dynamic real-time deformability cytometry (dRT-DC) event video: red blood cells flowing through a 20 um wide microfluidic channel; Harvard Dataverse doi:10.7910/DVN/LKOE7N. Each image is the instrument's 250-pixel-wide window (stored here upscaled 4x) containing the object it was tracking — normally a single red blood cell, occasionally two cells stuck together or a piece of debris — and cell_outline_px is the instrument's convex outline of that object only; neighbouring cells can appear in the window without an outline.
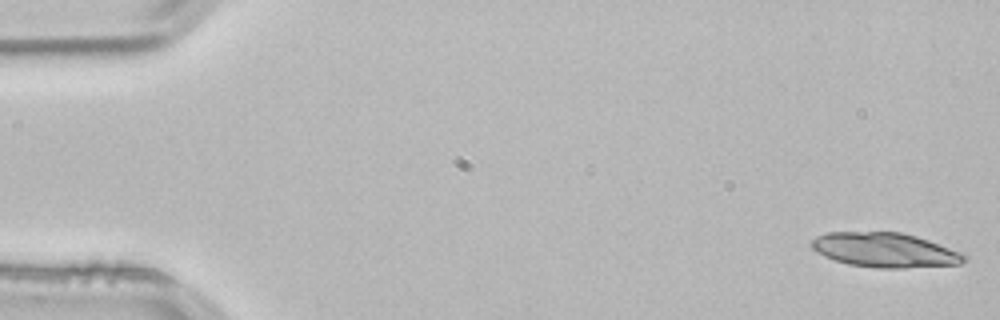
{"species": "common noctule bat (a hibernating species)", "species_latin": "Nyctalus noctula", "temperature_condition": "room temperature", "stored_images_in_passage": 20, "camera_frame_rate_fps": 3000, "um_per_image_px": 0.085, "animal": {"sex": "male", "body_mass_g": 21.5, "forearm_length_mm": 52.0}, "frame": {"image": 1, "passage_image": 1, "time_ms": 0.0, "image_size_px": [1000, 320], "cell_outline_px": [[968, 260], [960, 264], [904, 268], [876, 268], [848, 264], [824, 256], [816, 252], [812, 248], [812, 240], [816, 236], [828, 232], [900, 232], [916, 236], [928, 240], [960, 252], [968, 256]], "centroid_in_image_um": [75.23, 21.26], "position_along_channel_um": 9.8, "area_um2": 30.69}}